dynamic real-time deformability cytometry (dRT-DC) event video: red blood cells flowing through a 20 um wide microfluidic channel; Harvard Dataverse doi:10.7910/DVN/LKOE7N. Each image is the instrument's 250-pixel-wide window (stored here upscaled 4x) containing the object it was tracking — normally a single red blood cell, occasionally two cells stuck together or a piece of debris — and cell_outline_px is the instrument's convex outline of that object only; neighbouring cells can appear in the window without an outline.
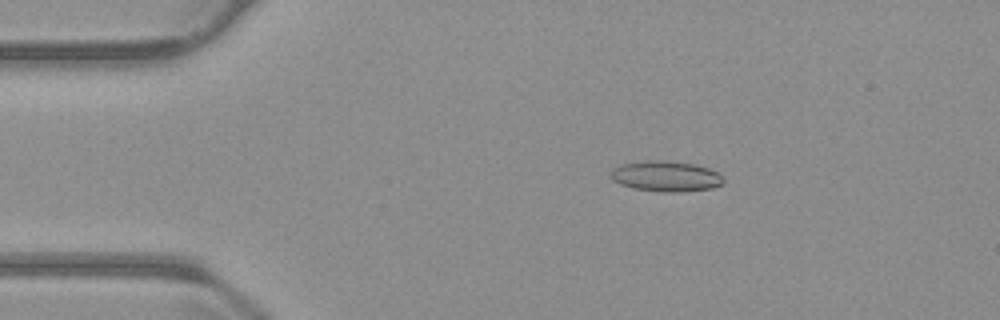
{"species": "common noctule bat (a hibernating species)", "species_latin": "Nyctalus noctula", "temperature_condition": "warm", "stored_images_in_passage": 53, "camera_frame_rate_fps": 3000, "um_per_image_px": 0.085, "animal": {"sex": "male", "body_mass_g": 23.1, "forearm_length_mm": 52.7}, "frame": {"image": 1, "passage_image": 9, "time_ms": 2.667, "image_size_px": [1000, 320], "cell_outline_px": [[724, 184], [712, 188], [676, 192], [664, 192], [636, 188], [620, 184], [612, 180], [608, 176], [612, 168], [620, 164], [644, 160], [668, 160], [696, 164], [708, 168], [724, 176]], "centroid_in_image_um": [56.59, 14.96], "position_along_channel_um": 28.4, "area_um2": 20.35}}
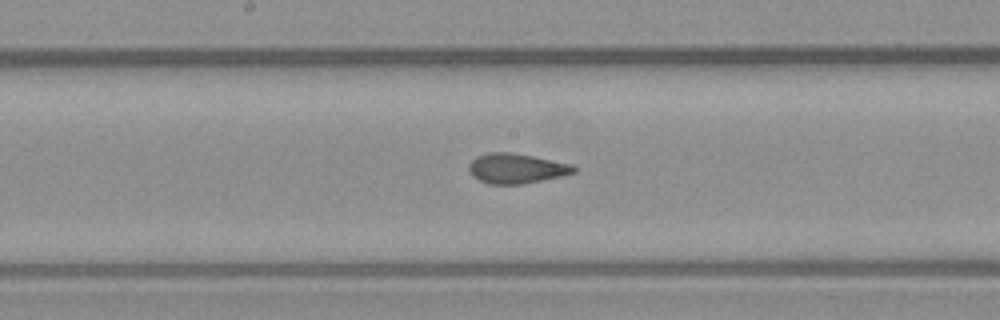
{"frame": {"image": 2, "passage_image": 27, "time_ms": 8.667, "image_size_px": [1000, 320], "cell_outline_px": [[576, 172], [560, 176], [524, 184], [488, 184], [472, 176], [468, 168], [468, 164], [476, 156], [488, 152], [508, 152], [532, 156], [572, 164], [576, 168]], "centroid_in_image_um": [43.86, 14.32], "position_along_channel_um": 204.3, "area_um2": 18.26}}
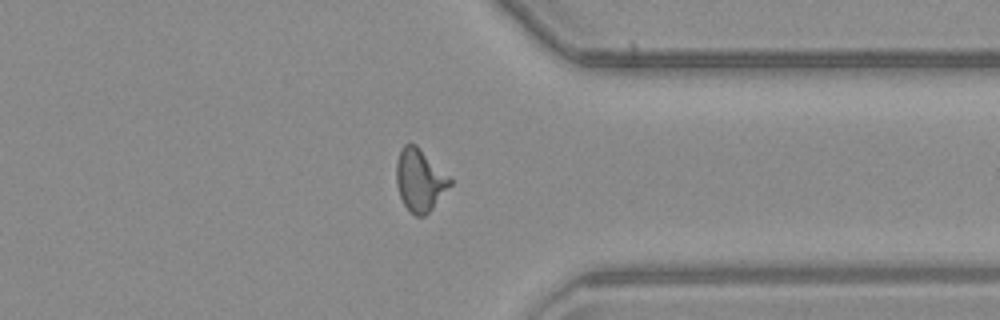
{"frame": {"image": 3, "passage_image": 41, "time_ms": 13.333, "image_size_px": [1000, 320], "cell_outline_px": [[452, 184], [432, 208], [424, 216], [416, 216], [404, 204], [400, 196], [396, 184], [396, 160], [400, 148], [404, 144], [416, 144], [452, 180]], "centroid_in_image_um": [35.66, 15.29], "position_along_channel_um": 375.7, "area_um2": 19.25}, "authors_computed_cell_mechanics": {"area_um2": 18.785, "velocity_mm_per_s": 3.8179, "shape_relaxation_time_tau1_ms": 8.8223, "shape_relaxation_time_tau2_ms": 1.2525, "deformation_change_tau1": 0.2177, "deformation_change_tau2": 0.0852}}